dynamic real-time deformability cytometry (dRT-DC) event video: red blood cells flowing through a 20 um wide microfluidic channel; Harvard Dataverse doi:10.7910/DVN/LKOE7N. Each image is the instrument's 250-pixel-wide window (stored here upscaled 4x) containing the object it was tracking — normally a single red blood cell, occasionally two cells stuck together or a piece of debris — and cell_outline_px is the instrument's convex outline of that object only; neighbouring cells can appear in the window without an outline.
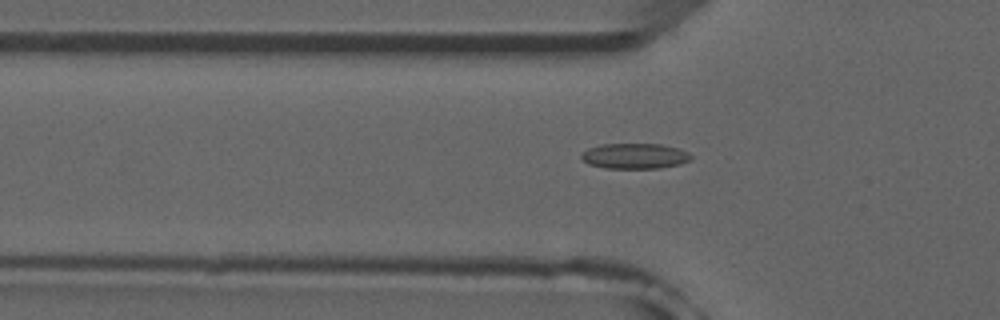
{"species": "common noctule bat (a hibernating species)", "species_latin": "Nyctalus noctula", "temperature_condition": "room temperature", "stored_images_in_passage": 45, "camera_frame_rate_fps": 3000, "um_per_image_px": 0.085, "animal": {"sex": "male", "forearm_length_mm": 52.5}, "frame": {"image": 1, "passage_image": 10, "time_ms": 3.0, "image_size_px": [1000, 320], "cell_outline_px": [[692, 156], [688, 160], [680, 164], [660, 168], [604, 168], [588, 164], [580, 156], [588, 148], [604, 144], [660, 144], [676, 148], [688, 152]], "centroid_in_image_um": [53.94, 13.26], "position_along_channel_um": 71.9, "area_um2": 16.07}}
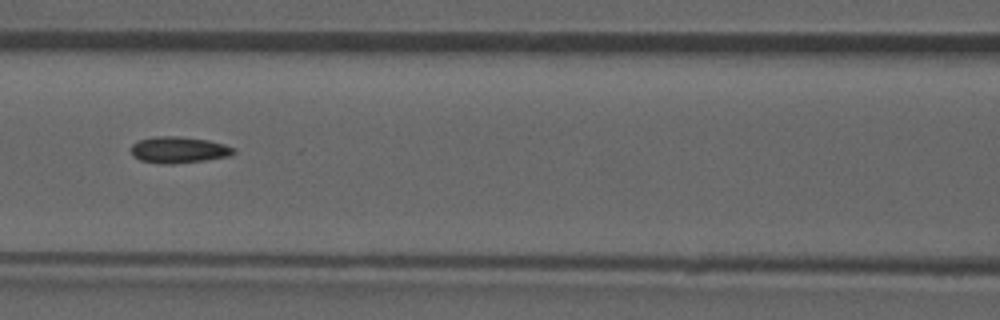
{"frame": {"image": 2, "passage_image": 16, "time_ms": 5.0, "image_size_px": [1000, 320], "cell_outline_px": [[236, 152], [228, 156], [204, 160], [172, 164], [160, 164], [140, 160], [132, 156], [132, 144], [140, 140], [152, 136], [180, 136], [208, 140], [224, 144], [236, 148]], "centroid_in_image_um": [15.19, 12.73], "position_along_channel_um": 151.4, "area_um2": 15.84}}
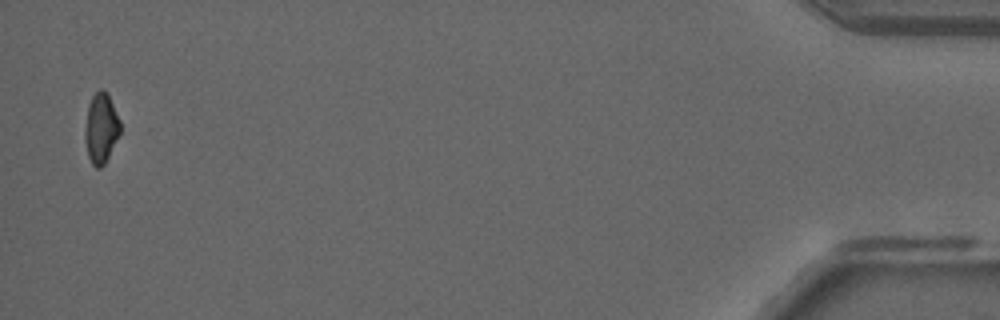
{"frame": {"image": 3, "passage_image": 44, "time_ms": 14.333, "image_size_px": [1000, 320], "cell_outline_px": [[120, 132], [104, 164], [100, 168], [96, 168], [92, 164], [88, 156], [84, 140], [84, 128], [88, 104], [92, 96], [100, 88], [104, 88], [108, 92], [120, 120]], "centroid_in_image_um": [8.57, 10.85], "position_along_channel_um": 426.6, "area_um2": 14.57}}